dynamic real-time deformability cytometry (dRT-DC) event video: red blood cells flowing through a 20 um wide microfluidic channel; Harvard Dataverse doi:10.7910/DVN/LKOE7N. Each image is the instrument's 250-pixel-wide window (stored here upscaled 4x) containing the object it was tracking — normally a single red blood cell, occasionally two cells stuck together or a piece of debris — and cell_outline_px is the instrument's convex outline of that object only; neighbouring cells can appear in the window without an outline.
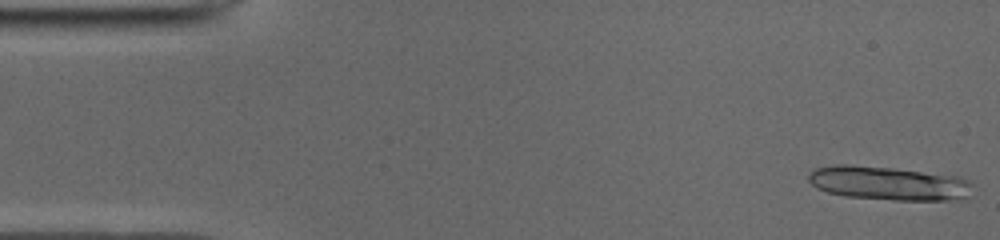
{"species": "common noctule bat (a hibernating species)", "species_latin": "Nyctalus noctula", "temperature_condition": "cold", "stored_images_in_passage": 49, "camera_frame_rate_fps": 3000, "um_per_image_px": 0.085, "animal": {"sex": "male", "body_mass_g": 19.0, "forearm_length_mm": 50.8}, "frame": {"image": 1, "passage_image": 1, "time_ms": 0.0, "image_size_px": [1000, 240], "cell_outline_px": [[972, 184], [968, 200], [892, 200], [844, 196], [828, 192], [812, 184], [808, 180], [808, 172], [816, 168], [836, 164], [844, 164], [896, 168], [960, 176], [968, 180]], "centroid_in_image_um": [75.58, 15.58], "position_along_channel_um": 9.4, "area_um2": 32.71}}
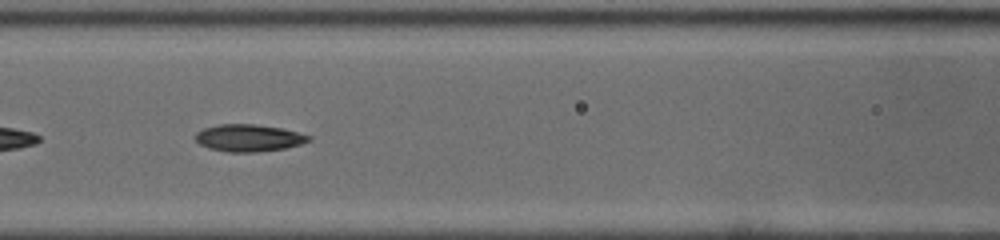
{"frame": {"image": 2, "passage_image": 21, "time_ms": 6.667, "image_size_px": [1000, 240], "cell_outline_px": [[312, 140], [300, 144], [284, 148], [256, 152], [228, 152], [208, 148], [200, 144], [196, 140], [196, 132], [204, 128], [216, 124], [256, 124], [280, 128], [312, 136]], "centroid_in_image_um": [21.13, 11.72], "position_along_channel_um": 145.5, "area_um2": 17.86}}
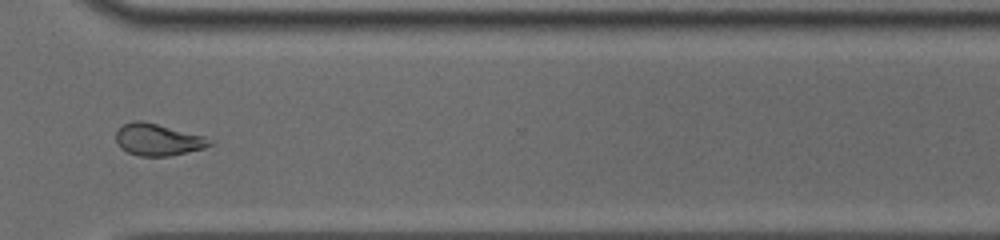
{"frame": {"image": 3, "passage_image": 37, "time_ms": 12.0, "image_size_px": [1000, 240], "cell_outline_px": [[212, 144], [204, 148], [168, 156], [140, 156], [128, 152], [120, 148], [116, 140], [116, 132], [124, 124], [132, 120], [140, 120], [204, 136], [212, 140]], "centroid_in_image_um": [13.4, 11.87], "position_along_channel_um": 357.2, "area_um2": 17.17}, "authors_computed_cell_mechanics": {"area_um2": 18.207, "velocity_mm_per_s": 3.9644, "shape_relaxation_time_tau1_ms": null, "shape_relaxation_time_tau2_ms": 2.2936, "deformation_change_tau1": null, "deformation_change_tau2": 0.0905}}